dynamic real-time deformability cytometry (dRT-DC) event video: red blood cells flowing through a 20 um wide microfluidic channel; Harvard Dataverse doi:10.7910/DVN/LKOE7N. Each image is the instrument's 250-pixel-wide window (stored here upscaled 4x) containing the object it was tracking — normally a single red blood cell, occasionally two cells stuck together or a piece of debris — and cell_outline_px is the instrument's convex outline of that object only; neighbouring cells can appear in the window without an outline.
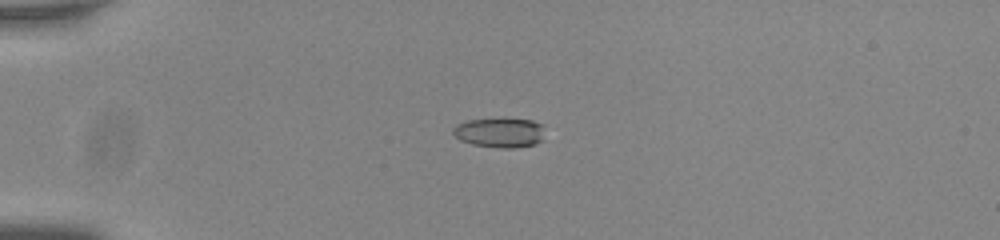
{"species": "common noctule bat (a hibernating species)", "species_latin": "Nyctalus noctula", "temperature_condition": "room temperature", "stored_images_in_passage": 41, "camera_frame_rate_fps": 3000, "um_per_image_px": 0.085, "animal": {"sex": "male", "body_mass_g": 20.0, "forearm_length_mm": 53.3}, "frame": {"image": 1, "passage_image": 7, "time_ms": 2.0, "image_size_px": [1000, 240], "cell_outline_px": [[544, 140], [536, 144], [512, 148], [504, 148], [472, 144], [460, 140], [452, 132], [452, 128], [456, 124], [468, 120], [532, 120], [544, 124]], "centroid_in_image_um": [42.52, 11.29], "position_along_channel_um": 42.5, "area_um2": 15.72}}
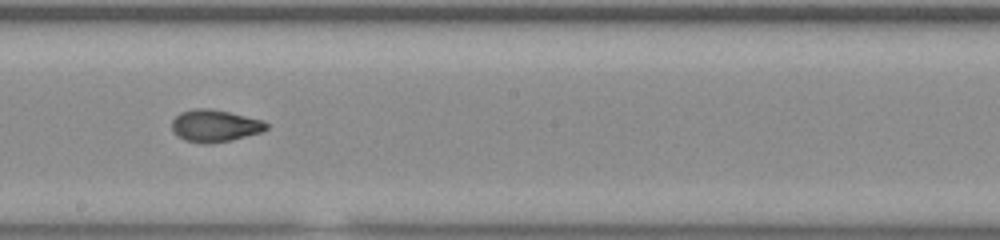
{"frame": {"image": 2, "passage_image": 25, "time_ms": 8.0, "image_size_px": [1000, 240], "cell_outline_px": [[268, 128], [260, 132], [232, 140], [208, 144], [204, 144], [184, 140], [172, 128], [172, 120], [180, 112], [192, 108], [208, 108], [228, 112], [264, 120], [268, 124]], "centroid_in_image_um": [18.27, 10.68], "position_along_channel_um": 229.9, "area_um2": 17.63}}
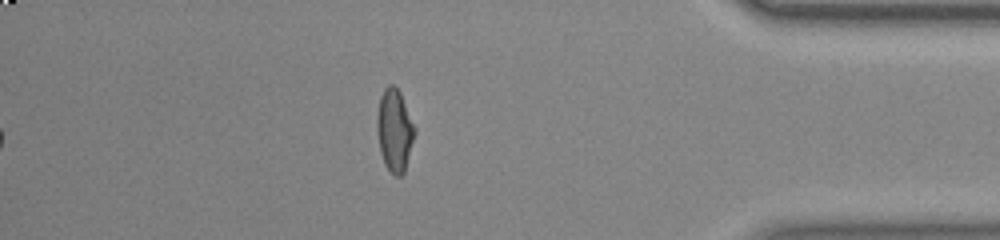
{"frame": {"image": 3, "passage_image": 41, "time_ms": 13.333, "image_size_px": [1000, 240], "cell_outline_px": [[416, 132], [404, 172], [400, 176], [396, 176], [384, 164], [380, 152], [376, 128], [376, 116], [380, 96], [384, 88], [388, 84], [392, 84], [400, 92], [416, 128]], "centroid_in_image_um": [33.53, 11.05], "position_along_channel_um": 401.7, "area_um2": 18.21}, "authors_computed_cell_mechanics": {"area_um2": 17.2244, "velocity_mm_per_s": 3.7831, "shape_relaxation_time_tau1_ms": 5.1628, "shape_relaxation_time_tau2_ms": 1.3952, "deformation_change_tau1": 0.2127, "deformation_change_tau2": 0.0678}}